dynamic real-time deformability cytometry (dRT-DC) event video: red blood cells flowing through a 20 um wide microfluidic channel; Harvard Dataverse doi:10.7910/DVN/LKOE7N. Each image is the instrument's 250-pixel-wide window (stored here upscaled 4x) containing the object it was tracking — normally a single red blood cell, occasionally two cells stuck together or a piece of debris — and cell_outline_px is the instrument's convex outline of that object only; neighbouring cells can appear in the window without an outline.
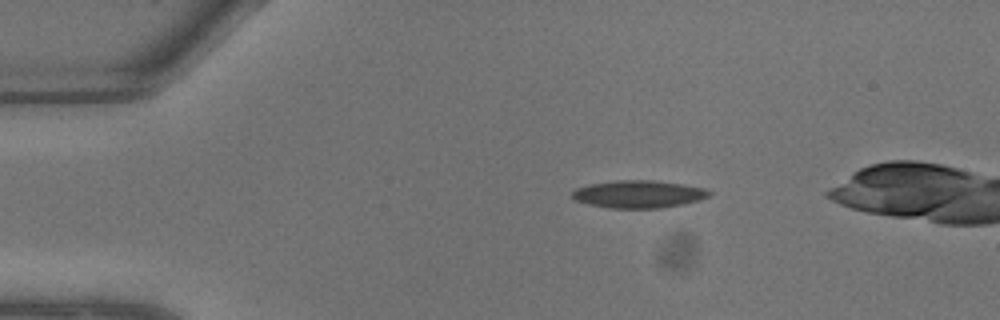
{"species": "common noctule bat (a hibernating species)", "species_latin": "Nyctalus noctula", "temperature_condition": "warm", "stored_images_in_passage": 5, "camera_frame_rate_fps": 3000, "um_per_image_px": 0.085, "animal": {"sex": "male", "body_mass_g": 13.3}, "frame": {"image": 1, "passage_image": 1, "time_ms": 0.0, "image_size_px": [1000, 320], "cell_outline_px": [[712, 196], [700, 200], [684, 204], [660, 208], [612, 208], [588, 204], [572, 200], [572, 192], [576, 188], [588, 184], [616, 180], [652, 180], [684, 184], [704, 188], [712, 192]], "centroid_in_image_um": [54.29, 16.5], "position_along_channel_um": 30.7, "area_um2": 22.25}}